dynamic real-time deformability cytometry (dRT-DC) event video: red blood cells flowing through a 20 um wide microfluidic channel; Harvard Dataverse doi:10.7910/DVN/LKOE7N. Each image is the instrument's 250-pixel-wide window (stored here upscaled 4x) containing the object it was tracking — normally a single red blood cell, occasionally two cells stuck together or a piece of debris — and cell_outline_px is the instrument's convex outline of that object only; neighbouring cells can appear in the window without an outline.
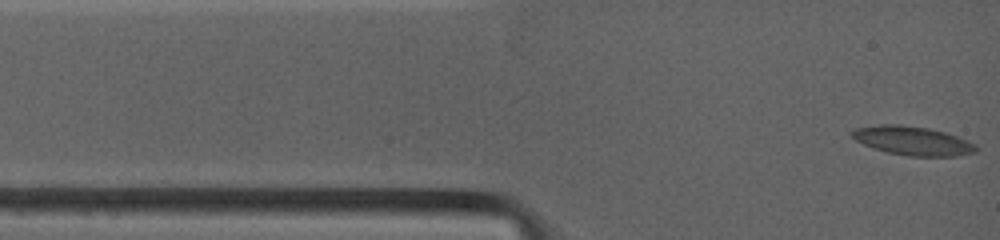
{"species": "common noctule bat (a hibernating species)", "species_latin": "Nyctalus noctula", "temperature_condition": "warm", "stored_images_in_passage": 9, "camera_frame_rate_fps": 4500, "um_per_image_px": 0.085, "animal": {"sex": "female", "body_mass_g": 19.0, "forearm_length_mm": 53.3}, "frame": {"image": 1, "passage_image": 1, "time_ms": 0.0, "image_size_px": [1000, 240], "cell_outline_px": [[980, 148], [976, 152], [956, 156], [908, 156], [888, 152], [864, 144], [856, 140], [848, 132], [856, 128], [880, 124], [900, 124], [928, 128], [944, 132], [956, 136], [976, 144]], "centroid_in_image_um": [77.59, 11.96], "position_along_channel_um": 7.4, "area_um2": 20.81}}
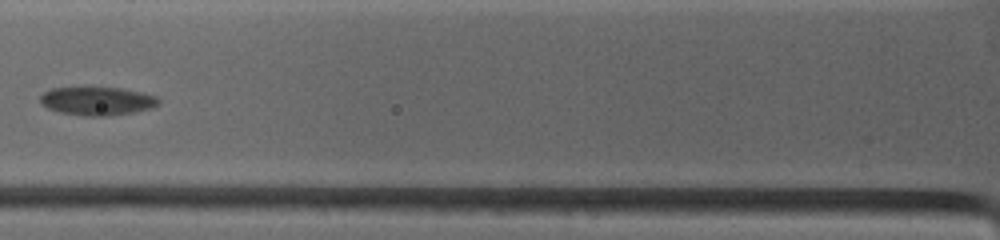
{"frame": {"image": 2, "passage_image": 6, "time_ms": 4.222, "image_size_px": [1000, 240], "cell_outline_px": [[160, 104], [152, 108], [132, 112], [108, 116], [84, 116], [60, 112], [48, 108], [40, 104], [40, 96], [44, 92], [52, 88], [120, 88], [140, 92], [156, 96], [160, 100]], "centroid_in_image_um": [8.26, 8.6], "position_along_channel_um": 117.5, "area_um2": 19.48}}
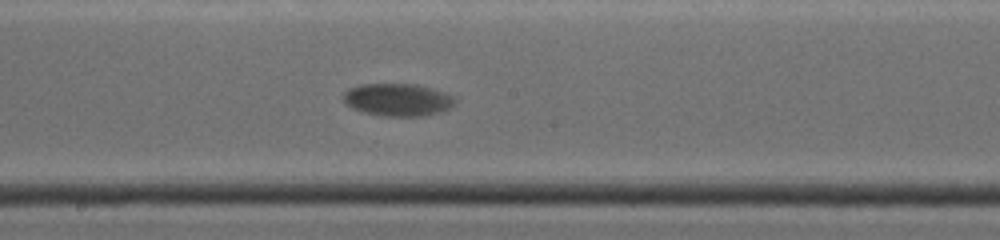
{"frame": {"image": 3, "passage_image": 9, "time_ms": 6.889, "image_size_px": [1000, 240], "cell_outline_px": [[456, 104], [440, 112], [424, 116], [384, 116], [364, 112], [352, 108], [344, 100], [344, 92], [348, 88], [360, 84], [416, 84], [452, 96], [456, 100]], "centroid_in_image_um": [33.78, 8.48], "position_along_channel_um": 214.4, "area_um2": 20.92}}